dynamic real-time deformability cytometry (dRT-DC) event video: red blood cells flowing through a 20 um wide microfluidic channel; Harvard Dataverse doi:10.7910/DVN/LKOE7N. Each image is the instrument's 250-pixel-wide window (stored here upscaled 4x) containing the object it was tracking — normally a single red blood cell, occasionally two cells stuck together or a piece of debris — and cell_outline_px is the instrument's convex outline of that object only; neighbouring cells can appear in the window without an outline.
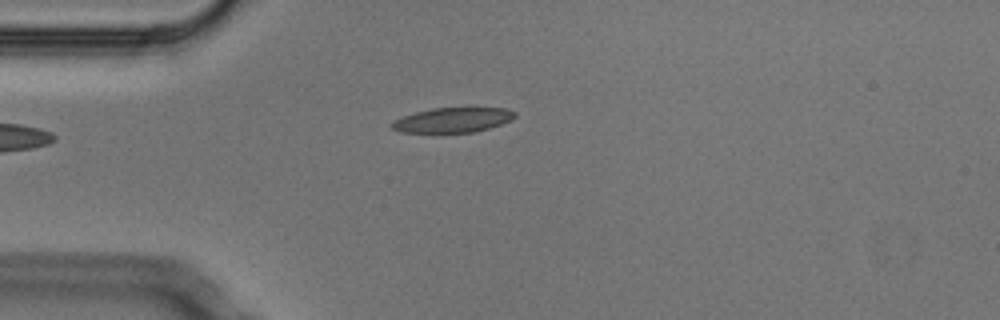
{"species": "Egyptian fruit bat (a non-hibernating species)", "species_latin": "Rousettus aegyptiacus", "temperature_condition": "cold", "stored_images_in_passage": 4, "camera_frame_rate_fps": 3000, "um_per_image_px": 0.085, "animal": {"sex": "male"}, "frame": {"image": 1, "passage_image": 4, "time_ms": 1.0, "image_size_px": [1000, 320], "cell_outline_px": [[516, 116], [512, 120], [476, 132], [400, 132], [392, 128], [388, 124], [392, 120], [416, 112], [432, 108], [472, 104], [508, 108], [516, 112]], "centroid_in_image_um": [38.57, 10.13], "position_along_channel_um": 46.4, "area_um2": 18.9}}